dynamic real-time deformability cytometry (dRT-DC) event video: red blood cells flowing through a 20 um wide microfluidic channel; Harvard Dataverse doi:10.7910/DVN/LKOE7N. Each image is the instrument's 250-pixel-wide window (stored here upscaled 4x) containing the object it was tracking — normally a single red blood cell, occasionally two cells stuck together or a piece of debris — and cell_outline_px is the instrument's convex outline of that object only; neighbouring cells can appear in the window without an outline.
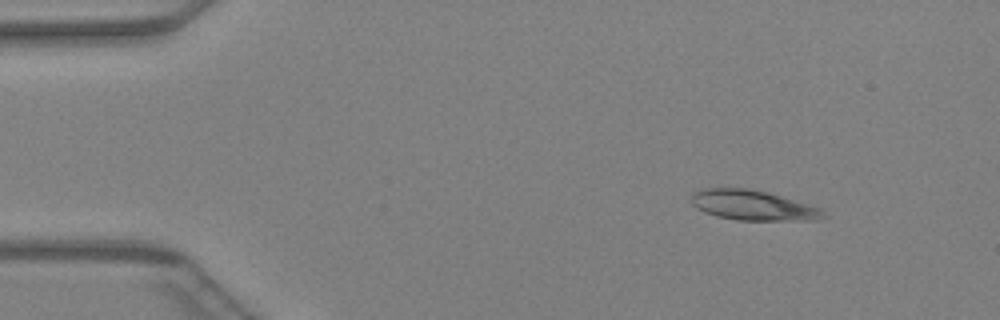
{"species": "Egyptian fruit bat (a non-hibernating species)", "species_latin": "Rousettus aegyptiacus", "temperature_condition": "warm", "stored_images_in_passage": 41, "camera_frame_rate_fps": 3000, "um_per_image_px": 0.085, "animal": {"sex": "female"}, "frame": {"image": 1, "passage_image": 1, "time_ms": 0.0, "image_size_px": [1000, 320], "cell_outline_px": [[824, 216], [820, 220], [736, 220], [716, 216], [704, 212], [696, 208], [692, 204], [692, 192], [704, 188], [744, 188], [768, 192], [820, 208], [824, 212]], "centroid_in_image_um": [63.96, 17.45], "position_along_channel_um": 21.0, "area_um2": 23.0}}
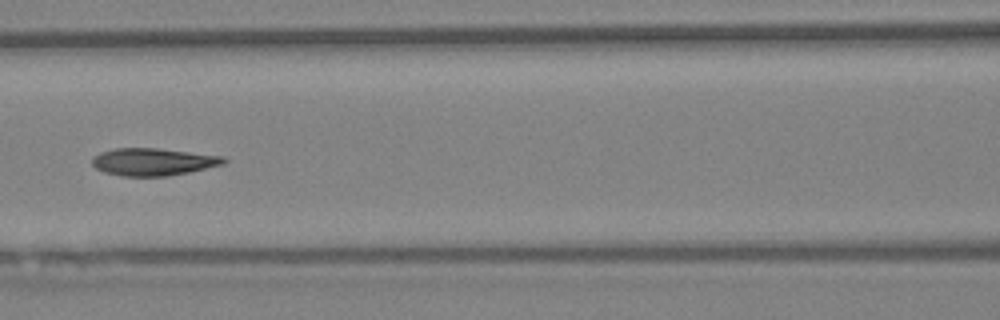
{"frame": {"image": 2, "passage_image": 16, "time_ms": 5.0, "image_size_px": [1000, 320], "cell_outline_px": [[228, 160], [224, 164], [188, 172], [168, 176], [120, 176], [104, 172], [96, 168], [92, 164], [92, 156], [100, 152], [112, 148], [156, 148], [224, 156]], "centroid_in_image_um": [12.99, 13.75], "position_along_channel_um": 153.6, "area_um2": 21.1}}
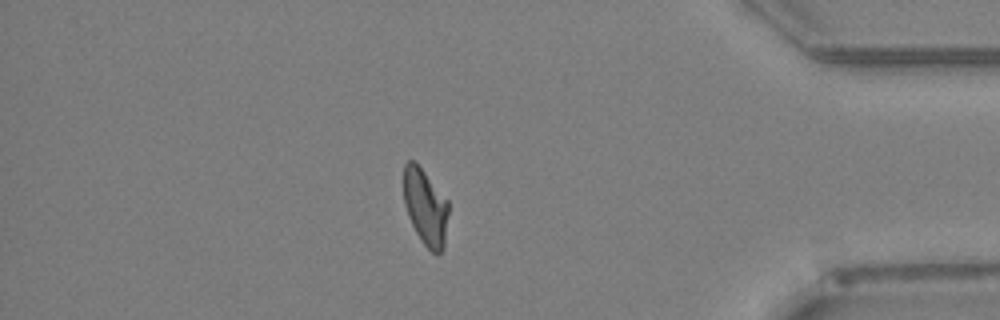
{"frame": {"image": 3, "passage_image": 35, "time_ms": 11.333, "image_size_px": [1000, 320], "cell_outline_px": [[448, 212], [444, 248], [436, 256], [420, 240], [408, 216], [404, 204], [404, 164], [408, 160], [412, 160], [424, 172], [448, 200]], "centroid_in_image_um": [36.16, 17.63], "position_along_channel_um": 399.0, "area_um2": 19.77}}